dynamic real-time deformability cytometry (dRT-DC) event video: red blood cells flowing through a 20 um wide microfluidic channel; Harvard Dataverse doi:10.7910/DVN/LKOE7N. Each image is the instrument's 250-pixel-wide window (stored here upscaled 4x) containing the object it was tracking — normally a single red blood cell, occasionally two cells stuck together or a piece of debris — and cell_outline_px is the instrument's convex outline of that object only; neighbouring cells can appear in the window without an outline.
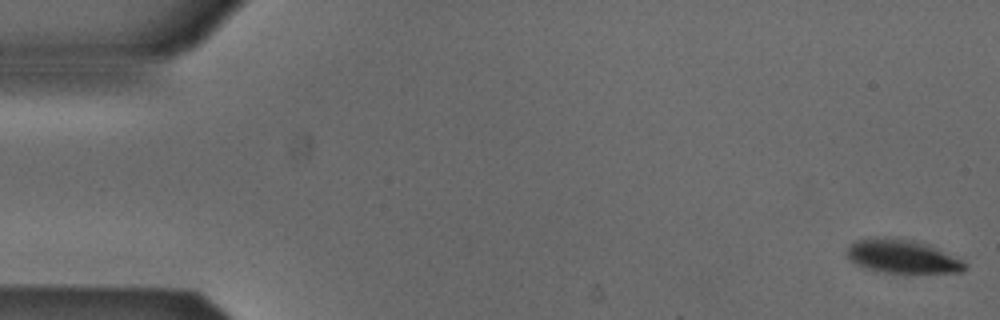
{"species": "Egyptian fruit bat (a non-hibernating species)", "species_latin": "Rousettus aegyptiacus", "temperature_condition": "cold", "stored_images_in_passage": 5, "camera_frame_rate_fps": 3000, "um_per_image_px": 0.085, "animal": {"sex": "male"}, "frame": {"image": 1, "passage_image": 1, "time_ms": 0.0, "image_size_px": [1000, 320], "cell_outline_px": [[968, 268], [960, 272], [884, 272], [868, 268], [856, 264], [848, 260], [844, 252], [856, 240], [876, 236], [884, 236], [912, 240], [928, 244], [964, 260], [968, 264]], "centroid_in_image_um": [76.69, 21.77], "position_along_channel_um": 8.3, "area_um2": 23.18}}
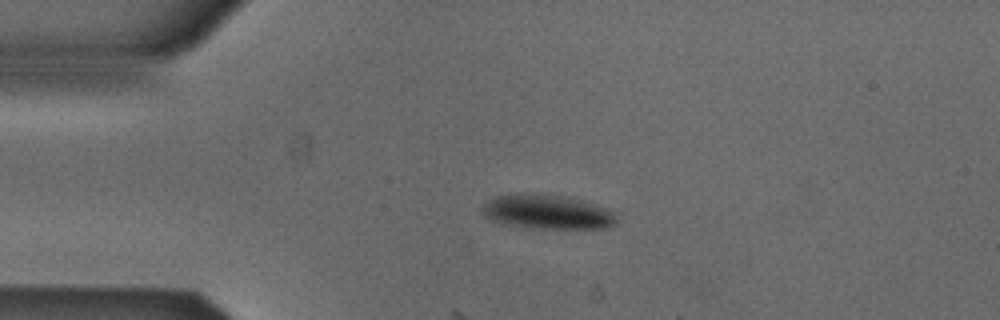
{"frame": {"image": 2, "passage_image": 4, "time_ms": 1.0, "image_size_px": [1000, 320], "cell_outline_px": [[616, 224], [608, 228], [528, 228], [500, 224], [484, 216], [480, 208], [488, 200], [496, 196], [568, 196], [604, 208], [612, 212], [616, 216]], "centroid_in_image_um": [46.5, 18.07], "position_along_channel_um": 38.5, "area_um2": 26.07}}